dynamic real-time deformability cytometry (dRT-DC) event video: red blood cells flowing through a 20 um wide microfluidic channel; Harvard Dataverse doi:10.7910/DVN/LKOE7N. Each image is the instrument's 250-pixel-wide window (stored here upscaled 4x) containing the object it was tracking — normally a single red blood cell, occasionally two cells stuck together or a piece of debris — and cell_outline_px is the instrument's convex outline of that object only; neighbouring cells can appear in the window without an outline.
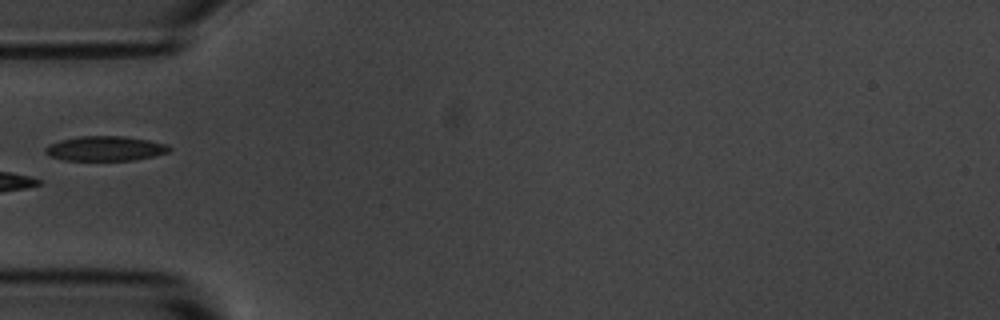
{"species": "common noctule bat (a hibernating species)", "species_latin": "Nyctalus noctula", "temperature_condition": "room temperature", "stored_images_in_passage": 5, "camera_frame_rate_fps": 3000, "um_per_image_px": 0.085, "animal": {"sex": "male", "body_mass_g": 20.1, "forearm_length_mm": 53.5}, "frame": {"image": 1, "passage_image": 5, "time_ms": 5.333, "image_size_px": [1000, 320], "cell_outline_px": [[172, 148], [168, 152], [152, 156], [132, 160], [64, 160], [48, 156], [44, 152], [44, 148], [48, 144], [60, 140], [80, 136], [124, 136], [148, 140], [168, 144]], "centroid_in_image_um": [8.91, 12.62], "position_along_channel_um": 76.1, "area_um2": 17.92}}